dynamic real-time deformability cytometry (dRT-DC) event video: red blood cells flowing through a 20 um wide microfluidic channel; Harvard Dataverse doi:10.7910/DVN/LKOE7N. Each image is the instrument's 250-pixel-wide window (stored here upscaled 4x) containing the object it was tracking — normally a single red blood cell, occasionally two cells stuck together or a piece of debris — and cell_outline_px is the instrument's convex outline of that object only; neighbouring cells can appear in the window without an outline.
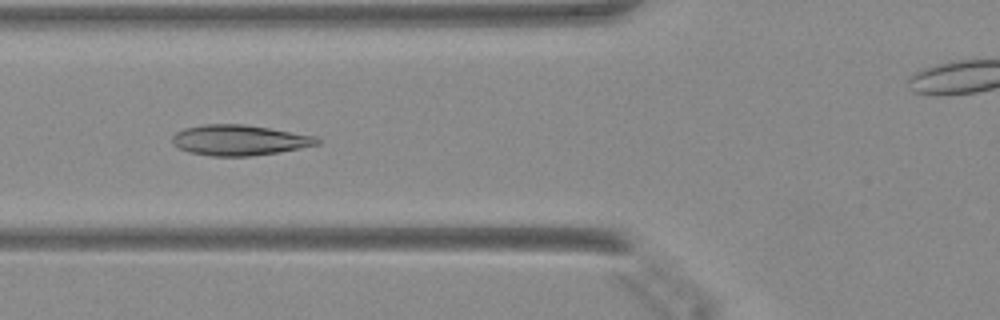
{"species": "Egyptian fruit bat (a non-hibernating species)", "species_latin": "Rousettus aegyptiacus", "temperature_condition": "warm", "stored_images_in_passage": 34, "camera_frame_rate_fps": 3000, "um_per_image_px": 0.085, "animal": {"sex": "female"}, "frame": {"image": 1, "passage_image": 3, "time_ms": 0.667, "image_size_px": [1000, 320], "cell_outline_px": [[320, 144], [280, 152], [248, 156], [212, 156], [188, 152], [180, 148], [172, 140], [172, 136], [176, 132], [184, 128], [204, 124], [244, 124], [316, 136], [320, 140]], "centroid_in_image_um": [20.35, 11.91], "position_along_channel_um": 105.4, "area_um2": 25.61}}
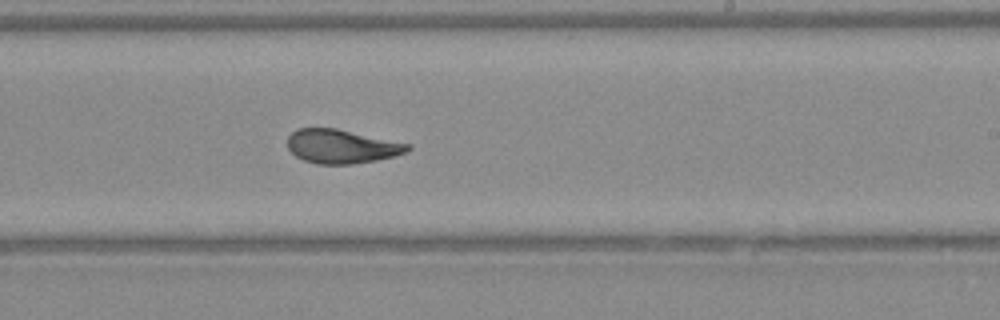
{"frame": {"image": 2, "passage_image": 14, "time_ms": 4.333, "image_size_px": [1000, 320], "cell_outline_px": [[412, 148], [408, 152], [396, 156], [376, 160], [352, 164], [316, 164], [304, 160], [296, 156], [288, 148], [288, 136], [296, 128], [336, 128], [412, 144]], "centroid_in_image_um": [29.07, 12.44], "position_along_channel_um": 259.9, "area_um2": 23.93}}
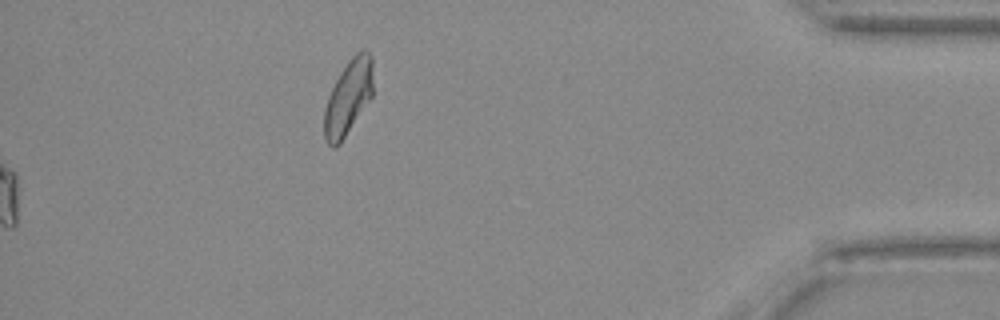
{"frame": {"image": 3, "passage_image": 34, "time_ms": 11.0, "image_size_px": [1000, 320], "cell_outline_px": [[372, 96], [340, 144], [332, 148], [328, 144], [324, 136], [324, 108], [328, 96], [340, 72], [348, 60], [356, 52], [364, 48], [372, 56]], "centroid_in_image_um": [29.59, 8.26], "position_along_channel_um": 405.6, "area_um2": 21.27}}